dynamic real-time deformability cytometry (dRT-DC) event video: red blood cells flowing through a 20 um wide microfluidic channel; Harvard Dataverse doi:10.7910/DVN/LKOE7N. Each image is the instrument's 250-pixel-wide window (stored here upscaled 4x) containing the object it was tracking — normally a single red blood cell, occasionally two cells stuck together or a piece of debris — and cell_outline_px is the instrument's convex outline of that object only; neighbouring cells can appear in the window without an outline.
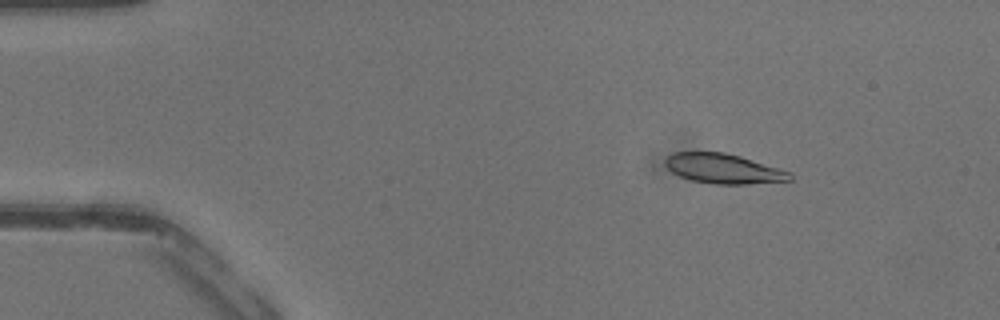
{"species": "common noctule bat (a hibernating species)", "species_latin": "Nyctalus noctula", "temperature_condition": "warm", "stored_images_in_passage": 41, "camera_frame_rate_fps": 3000, "um_per_image_px": 0.085, "animal": {"sex": "male", "body_mass_g": 13.3}, "frame": {"image": 1, "passage_image": 6, "time_ms": 1.667, "image_size_px": [1000, 320], "cell_outline_px": [[792, 180], [748, 184], [716, 184], [692, 180], [680, 176], [672, 172], [664, 164], [664, 160], [672, 152], [724, 152], [740, 156], [792, 172]], "centroid_in_image_um": [61.49, 14.33], "position_along_channel_um": 23.5, "area_um2": 21.62}}
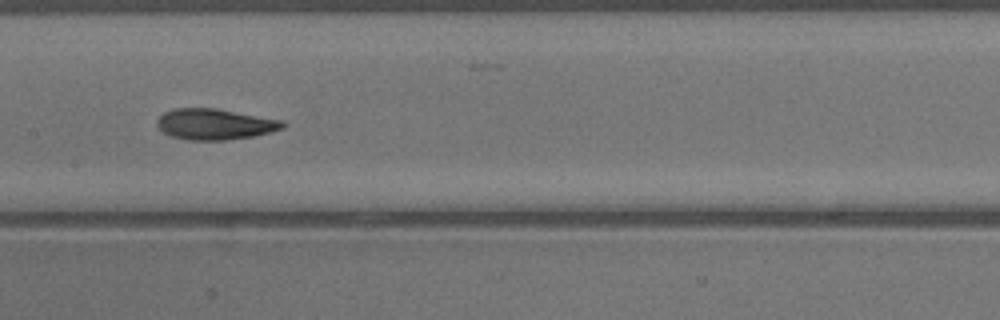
{"frame": {"image": 2, "passage_image": 21, "time_ms": 6.667, "image_size_px": [1000, 320], "cell_outline_px": [[284, 128], [252, 136], [224, 140], [188, 140], [172, 136], [164, 132], [156, 124], [156, 120], [164, 112], [176, 108], [216, 108], [284, 120]], "centroid_in_image_um": [18.26, 10.54], "position_along_channel_um": 189.1, "area_um2": 22.48}}
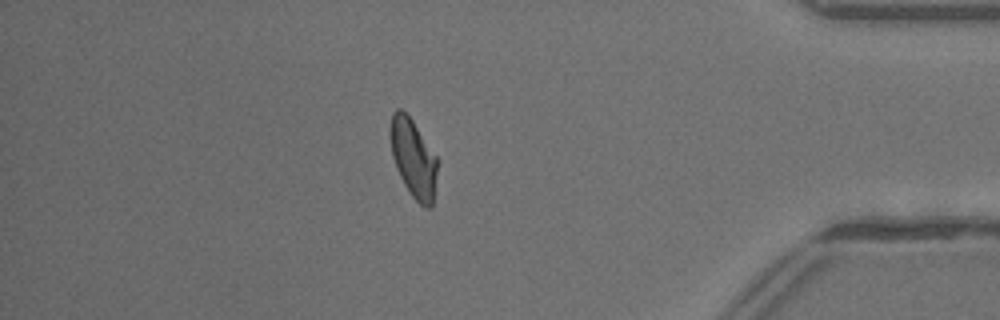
{"frame": {"image": 3, "passage_image": 36, "time_ms": 11.667, "image_size_px": [1000, 320], "cell_outline_px": [[440, 160], [432, 208], [424, 208], [412, 196], [404, 184], [396, 168], [392, 156], [388, 132], [388, 128], [392, 112], [396, 108], [400, 108], [412, 120]], "centroid_in_image_um": [35.14, 13.45], "position_along_channel_um": 400.1, "area_um2": 22.2}}